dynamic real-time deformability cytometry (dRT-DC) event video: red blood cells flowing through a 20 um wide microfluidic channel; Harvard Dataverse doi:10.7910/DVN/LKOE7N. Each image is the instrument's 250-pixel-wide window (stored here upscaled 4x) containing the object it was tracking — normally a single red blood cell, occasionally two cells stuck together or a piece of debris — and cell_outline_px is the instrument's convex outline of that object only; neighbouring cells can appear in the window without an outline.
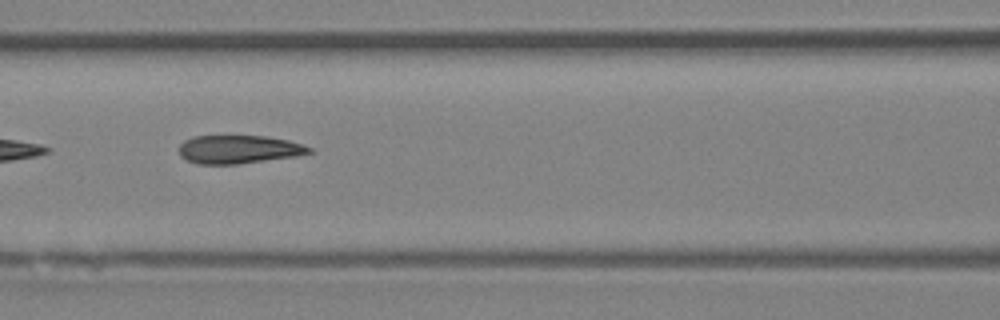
{"species": "Egyptian fruit bat (a non-hibernating species)", "species_latin": "Rousettus aegyptiacus", "temperature_condition": "room temperature", "stored_images_in_passage": 8, "segment_of_instrument_passage": [2, 2], "camera_frame_rate_fps": 3000, "um_per_image_px": 0.085, "animal": {"sex": "female"}, "frame": {"image": 1, "passage_image": 5, "time_ms": 4.667, "image_size_px": [1000, 320], "cell_outline_px": [[316, 152], [296, 156], [236, 164], [200, 164], [188, 160], [180, 156], [180, 144], [184, 140], [192, 136], [264, 136], [288, 140], [312, 148]], "centroid_in_image_um": [20.3, 12.69], "position_along_channel_um": 146.3, "area_um2": 21.39}}
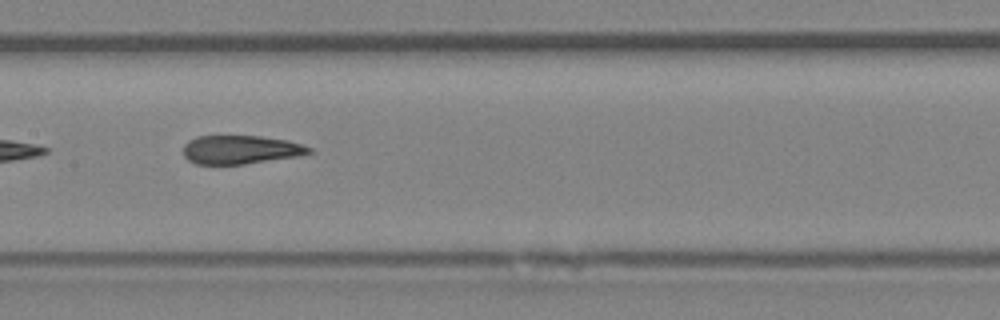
{"frame": {"image": 2, "passage_image": 6, "time_ms": 5.667, "image_size_px": [1000, 320], "cell_outline_px": [[312, 152], [300, 156], [244, 164], [196, 164], [188, 160], [184, 156], [184, 144], [188, 140], [196, 136], [260, 136], [288, 140], [312, 148]], "centroid_in_image_um": [20.45, 12.72], "position_along_channel_um": 187.0, "area_um2": 21.04}}